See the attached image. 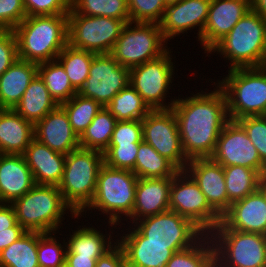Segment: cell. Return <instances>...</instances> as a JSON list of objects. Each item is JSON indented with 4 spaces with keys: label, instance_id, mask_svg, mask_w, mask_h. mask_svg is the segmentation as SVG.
Listing matches in <instances>:
<instances>
[{
    "label": "cell",
    "instance_id": "1",
    "mask_svg": "<svg viewBox=\"0 0 266 267\" xmlns=\"http://www.w3.org/2000/svg\"><path fill=\"white\" fill-rule=\"evenodd\" d=\"M171 109L177 119L186 158L211 157L220 132L229 121L224 91L217 85L209 93L202 90L185 99L176 97Z\"/></svg>",
    "mask_w": 266,
    "mask_h": 267
},
{
    "label": "cell",
    "instance_id": "2",
    "mask_svg": "<svg viewBox=\"0 0 266 267\" xmlns=\"http://www.w3.org/2000/svg\"><path fill=\"white\" fill-rule=\"evenodd\" d=\"M13 31L19 59L53 61L68 44V14L28 16Z\"/></svg>",
    "mask_w": 266,
    "mask_h": 267
},
{
    "label": "cell",
    "instance_id": "3",
    "mask_svg": "<svg viewBox=\"0 0 266 267\" xmlns=\"http://www.w3.org/2000/svg\"><path fill=\"white\" fill-rule=\"evenodd\" d=\"M229 60V69L266 66V20L252 9L210 51Z\"/></svg>",
    "mask_w": 266,
    "mask_h": 267
},
{
    "label": "cell",
    "instance_id": "4",
    "mask_svg": "<svg viewBox=\"0 0 266 267\" xmlns=\"http://www.w3.org/2000/svg\"><path fill=\"white\" fill-rule=\"evenodd\" d=\"M17 223L26 231L50 233L61 228L66 210L72 218L80 216L64 201L58 186L34 185L11 203Z\"/></svg>",
    "mask_w": 266,
    "mask_h": 267
},
{
    "label": "cell",
    "instance_id": "5",
    "mask_svg": "<svg viewBox=\"0 0 266 267\" xmlns=\"http://www.w3.org/2000/svg\"><path fill=\"white\" fill-rule=\"evenodd\" d=\"M217 82L226 95L229 120L266 115V66L230 69Z\"/></svg>",
    "mask_w": 266,
    "mask_h": 267
},
{
    "label": "cell",
    "instance_id": "6",
    "mask_svg": "<svg viewBox=\"0 0 266 267\" xmlns=\"http://www.w3.org/2000/svg\"><path fill=\"white\" fill-rule=\"evenodd\" d=\"M103 164V152L98 150L78 148L66 155L58 187L64 201L80 216L92 201Z\"/></svg>",
    "mask_w": 266,
    "mask_h": 267
},
{
    "label": "cell",
    "instance_id": "7",
    "mask_svg": "<svg viewBox=\"0 0 266 267\" xmlns=\"http://www.w3.org/2000/svg\"><path fill=\"white\" fill-rule=\"evenodd\" d=\"M137 181L138 177L132 171L112 168L104 163L98 173L92 201L85 209H96L109 215V226L117 227L124 215L126 218L132 214Z\"/></svg>",
    "mask_w": 266,
    "mask_h": 267
},
{
    "label": "cell",
    "instance_id": "8",
    "mask_svg": "<svg viewBox=\"0 0 266 267\" xmlns=\"http://www.w3.org/2000/svg\"><path fill=\"white\" fill-rule=\"evenodd\" d=\"M215 267H266V236L228 228L222 221L208 234Z\"/></svg>",
    "mask_w": 266,
    "mask_h": 267
},
{
    "label": "cell",
    "instance_id": "9",
    "mask_svg": "<svg viewBox=\"0 0 266 267\" xmlns=\"http://www.w3.org/2000/svg\"><path fill=\"white\" fill-rule=\"evenodd\" d=\"M164 43L168 42L164 39L159 24L129 22L110 55L121 66L132 68L163 55L168 50Z\"/></svg>",
    "mask_w": 266,
    "mask_h": 267
},
{
    "label": "cell",
    "instance_id": "10",
    "mask_svg": "<svg viewBox=\"0 0 266 267\" xmlns=\"http://www.w3.org/2000/svg\"><path fill=\"white\" fill-rule=\"evenodd\" d=\"M127 23L105 16L68 13V44L95 54H110Z\"/></svg>",
    "mask_w": 266,
    "mask_h": 267
},
{
    "label": "cell",
    "instance_id": "11",
    "mask_svg": "<svg viewBox=\"0 0 266 267\" xmlns=\"http://www.w3.org/2000/svg\"><path fill=\"white\" fill-rule=\"evenodd\" d=\"M171 52L168 48L163 55L130 68L129 85L138 92L151 110L171 109L176 101L175 97L167 102L169 104L165 101L175 74Z\"/></svg>",
    "mask_w": 266,
    "mask_h": 267
},
{
    "label": "cell",
    "instance_id": "12",
    "mask_svg": "<svg viewBox=\"0 0 266 267\" xmlns=\"http://www.w3.org/2000/svg\"><path fill=\"white\" fill-rule=\"evenodd\" d=\"M169 208L190 219L205 234L221 222V217L210 207L200 187L185 170H179L173 176Z\"/></svg>",
    "mask_w": 266,
    "mask_h": 267
},
{
    "label": "cell",
    "instance_id": "13",
    "mask_svg": "<svg viewBox=\"0 0 266 267\" xmlns=\"http://www.w3.org/2000/svg\"><path fill=\"white\" fill-rule=\"evenodd\" d=\"M143 141L151 145L178 170H185L189 160L183 153L177 119L172 109L151 110L142 120Z\"/></svg>",
    "mask_w": 266,
    "mask_h": 267
},
{
    "label": "cell",
    "instance_id": "14",
    "mask_svg": "<svg viewBox=\"0 0 266 267\" xmlns=\"http://www.w3.org/2000/svg\"><path fill=\"white\" fill-rule=\"evenodd\" d=\"M130 68L121 66L110 54H96L79 95L106 107L116 94L129 85Z\"/></svg>",
    "mask_w": 266,
    "mask_h": 267
},
{
    "label": "cell",
    "instance_id": "15",
    "mask_svg": "<svg viewBox=\"0 0 266 267\" xmlns=\"http://www.w3.org/2000/svg\"><path fill=\"white\" fill-rule=\"evenodd\" d=\"M144 243L195 244L205 233L190 219L168 210L136 221Z\"/></svg>",
    "mask_w": 266,
    "mask_h": 267
},
{
    "label": "cell",
    "instance_id": "16",
    "mask_svg": "<svg viewBox=\"0 0 266 267\" xmlns=\"http://www.w3.org/2000/svg\"><path fill=\"white\" fill-rule=\"evenodd\" d=\"M211 158L223 167H248L256 170L262 177L266 176V165L261 161L246 131L237 121L229 120L224 125Z\"/></svg>",
    "mask_w": 266,
    "mask_h": 267
},
{
    "label": "cell",
    "instance_id": "17",
    "mask_svg": "<svg viewBox=\"0 0 266 267\" xmlns=\"http://www.w3.org/2000/svg\"><path fill=\"white\" fill-rule=\"evenodd\" d=\"M129 229V233L120 235V240L116 239L124 252L126 267H166L175 252L194 245L144 243V236L136 227Z\"/></svg>",
    "mask_w": 266,
    "mask_h": 267
},
{
    "label": "cell",
    "instance_id": "18",
    "mask_svg": "<svg viewBox=\"0 0 266 267\" xmlns=\"http://www.w3.org/2000/svg\"><path fill=\"white\" fill-rule=\"evenodd\" d=\"M185 171L194 179L210 207L222 217L230 208L223 166L211 157L189 160Z\"/></svg>",
    "mask_w": 266,
    "mask_h": 267
},
{
    "label": "cell",
    "instance_id": "19",
    "mask_svg": "<svg viewBox=\"0 0 266 267\" xmlns=\"http://www.w3.org/2000/svg\"><path fill=\"white\" fill-rule=\"evenodd\" d=\"M211 0H180L169 3L159 23L164 39L180 36L195 27L198 28V41L208 18Z\"/></svg>",
    "mask_w": 266,
    "mask_h": 267
},
{
    "label": "cell",
    "instance_id": "20",
    "mask_svg": "<svg viewBox=\"0 0 266 267\" xmlns=\"http://www.w3.org/2000/svg\"><path fill=\"white\" fill-rule=\"evenodd\" d=\"M251 9V0H211L207 22L199 40L204 53L208 56L209 51Z\"/></svg>",
    "mask_w": 266,
    "mask_h": 267
},
{
    "label": "cell",
    "instance_id": "21",
    "mask_svg": "<svg viewBox=\"0 0 266 267\" xmlns=\"http://www.w3.org/2000/svg\"><path fill=\"white\" fill-rule=\"evenodd\" d=\"M34 138L51 150L65 155L80 148L79 137L73 131L69 117L61 105L34 124Z\"/></svg>",
    "mask_w": 266,
    "mask_h": 267
},
{
    "label": "cell",
    "instance_id": "22",
    "mask_svg": "<svg viewBox=\"0 0 266 267\" xmlns=\"http://www.w3.org/2000/svg\"><path fill=\"white\" fill-rule=\"evenodd\" d=\"M221 221L230 229L266 236V197L258 188L231 204Z\"/></svg>",
    "mask_w": 266,
    "mask_h": 267
},
{
    "label": "cell",
    "instance_id": "23",
    "mask_svg": "<svg viewBox=\"0 0 266 267\" xmlns=\"http://www.w3.org/2000/svg\"><path fill=\"white\" fill-rule=\"evenodd\" d=\"M173 178H138L129 223L170 210V188ZM132 221V222H131Z\"/></svg>",
    "mask_w": 266,
    "mask_h": 267
},
{
    "label": "cell",
    "instance_id": "24",
    "mask_svg": "<svg viewBox=\"0 0 266 267\" xmlns=\"http://www.w3.org/2000/svg\"><path fill=\"white\" fill-rule=\"evenodd\" d=\"M23 156L36 185L59 186L65 168V154L51 150L34 138Z\"/></svg>",
    "mask_w": 266,
    "mask_h": 267
},
{
    "label": "cell",
    "instance_id": "25",
    "mask_svg": "<svg viewBox=\"0 0 266 267\" xmlns=\"http://www.w3.org/2000/svg\"><path fill=\"white\" fill-rule=\"evenodd\" d=\"M34 185L23 155L0 154V203L11 204Z\"/></svg>",
    "mask_w": 266,
    "mask_h": 267
},
{
    "label": "cell",
    "instance_id": "26",
    "mask_svg": "<svg viewBox=\"0 0 266 267\" xmlns=\"http://www.w3.org/2000/svg\"><path fill=\"white\" fill-rule=\"evenodd\" d=\"M34 139V124L13 109H0V154L23 155Z\"/></svg>",
    "mask_w": 266,
    "mask_h": 267
},
{
    "label": "cell",
    "instance_id": "27",
    "mask_svg": "<svg viewBox=\"0 0 266 267\" xmlns=\"http://www.w3.org/2000/svg\"><path fill=\"white\" fill-rule=\"evenodd\" d=\"M37 74L38 64L17 58L0 76V109H14Z\"/></svg>",
    "mask_w": 266,
    "mask_h": 267
},
{
    "label": "cell",
    "instance_id": "28",
    "mask_svg": "<svg viewBox=\"0 0 266 267\" xmlns=\"http://www.w3.org/2000/svg\"><path fill=\"white\" fill-rule=\"evenodd\" d=\"M57 106L45 83L37 74L13 110L23 119L35 124Z\"/></svg>",
    "mask_w": 266,
    "mask_h": 267
},
{
    "label": "cell",
    "instance_id": "29",
    "mask_svg": "<svg viewBox=\"0 0 266 267\" xmlns=\"http://www.w3.org/2000/svg\"><path fill=\"white\" fill-rule=\"evenodd\" d=\"M72 234L70 233V238L66 242V254H79L80 256L94 257L96 260L117 242L116 240L115 242L111 241L113 239L110 232L109 234H103L93 226L83 227L82 225V228L74 230V232L72 230Z\"/></svg>",
    "mask_w": 266,
    "mask_h": 267
},
{
    "label": "cell",
    "instance_id": "30",
    "mask_svg": "<svg viewBox=\"0 0 266 267\" xmlns=\"http://www.w3.org/2000/svg\"><path fill=\"white\" fill-rule=\"evenodd\" d=\"M179 170L148 143H139L135 168L138 178H173Z\"/></svg>",
    "mask_w": 266,
    "mask_h": 267
},
{
    "label": "cell",
    "instance_id": "31",
    "mask_svg": "<svg viewBox=\"0 0 266 267\" xmlns=\"http://www.w3.org/2000/svg\"><path fill=\"white\" fill-rule=\"evenodd\" d=\"M0 267H39L37 232L27 231L0 252Z\"/></svg>",
    "mask_w": 266,
    "mask_h": 267
},
{
    "label": "cell",
    "instance_id": "32",
    "mask_svg": "<svg viewBox=\"0 0 266 267\" xmlns=\"http://www.w3.org/2000/svg\"><path fill=\"white\" fill-rule=\"evenodd\" d=\"M116 122L110 111L103 107L79 137L80 148L104 152L110 144Z\"/></svg>",
    "mask_w": 266,
    "mask_h": 267
},
{
    "label": "cell",
    "instance_id": "33",
    "mask_svg": "<svg viewBox=\"0 0 266 267\" xmlns=\"http://www.w3.org/2000/svg\"><path fill=\"white\" fill-rule=\"evenodd\" d=\"M229 202L242 200L259 188L262 176L254 169L242 166L223 167Z\"/></svg>",
    "mask_w": 266,
    "mask_h": 267
},
{
    "label": "cell",
    "instance_id": "34",
    "mask_svg": "<svg viewBox=\"0 0 266 267\" xmlns=\"http://www.w3.org/2000/svg\"><path fill=\"white\" fill-rule=\"evenodd\" d=\"M38 75L58 105L67 102L77 94L63 66L57 60L38 64Z\"/></svg>",
    "mask_w": 266,
    "mask_h": 267
},
{
    "label": "cell",
    "instance_id": "35",
    "mask_svg": "<svg viewBox=\"0 0 266 267\" xmlns=\"http://www.w3.org/2000/svg\"><path fill=\"white\" fill-rule=\"evenodd\" d=\"M106 108L117 121L143 120L151 111L131 85L119 91Z\"/></svg>",
    "mask_w": 266,
    "mask_h": 267
},
{
    "label": "cell",
    "instance_id": "36",
    "mask_svg": "<svg viewBox=\"0 0 266 267\" xmlns=\"http://www.w3.org/2000/svg\"><path fill=\"white\" fill-rule=\"evenodd\" d=\"M95 55L93 52L73 48L67 44L56 58L77 92L89 76L90 66Z\"/></svg>",
    "mask_w": 266,
    "mask_h": 267
},
{
    "label": "cell",
    "instance_id": "37",
    "mask_svg": "<svg viewBox=\"0 0 266 267\" xmlns=\"http://www.w3.org/2000/svg\"><path fill=\"white\" fill-rule=\"evenodd\" d=\"M166 267H215V251L210 236L204 234L191 247L175 252Z\"/></svg>",
    "mask_w": 266,
    "mask_h": 267
},
{
    "label": "cell",
    "instance_id": "38",
    "mask_svg": "<svg viewBox=\"0 0 266 267\" xmlns=\"http://www.w3.org/2000/svg\"><path fill=\"white\" fill-rule=\"evenodd\" d=\"M86 16H105L130 22L128 0H71L70 11Z\"/></svg>",
    "mask_w": 266,
    "mask_h": 267
},
{
    "label": "cell",
    "instance_id": "39",
    "mask_svg": "<svg viewBox=\"0 0 266 267\" xmlns=\"http://www.w3.org/2000/svg\"><path fill=\"white\" fill-rule=\"evenodd\" d=\"M66 111L73 131L80 137L103 108L97 101L75 94L61 104Z\"/></svg>",
    "mask_w": 266,
    "mask_h": 267
},
{
    "label": "cell",
    "instance_id": "40",
    "mask_svg": "<svg viewBox=\"0 0 266 267\" xmlns=\"http://www.w3.org/2000/svg\"><path fill=\"white\" fill-rule=\"evenodd\" d=\"M56 232H37V258L39 267H61L65 264L67 243L61 245ZM53 236V237H52Z\"/></svg>",
    "mask_w": 266,
    "mask_h": 267
},
{
    "label": "cell",
    "instance_id": "41",
    "mask_svg": "<svg viewBox=\"0 0 266 267\" xmlns=\"http://www.w3.org/2000/svg\"><path fill=\"white\" fill-rule=\"evenodd\" d=\"M167 5L166 0H128L130 22L159 24Z\"/></svg>",
    "mask_w": 266,
    "mask_h": 267
},
{
    "label": "cell",
    "instance_id": "42",
    "mask_svg": "<svg viewBox=\"0 0 266 267\" xmlns=\"http://www.w3.org/2000/svg\"><path fill=\"white\" fill-rule=\"evenodd\" d=\"M139 144H109L103 152L104 163L109 167L133 171Z\"/></svg>",
    "mask_w": 266,
    "mask_h": 267
},
{
    "label": "cell",
    "instance_id": "43",
    "mask_svg": "<svg viewBox=\"0 0 266 267\" xmlns=\"http://www.w3.org/2000/svg\"><path fill=\"white\" fill-rule=\"evenodd\" d=\"M236 121L244 128L266 165V115L245 116Z\"/></svg>",
    "mask_w": 266,
    "mask_h": 267
},
{
    "label": "cell",
    "instance_id": "44",
    "mask_svg": "<svg viewBox=\"0 0 266 267\" xmlns=\"http://www.w3.org/2000/svg\"><path fill=\"white\" fill-rule=\"evenodd\" d=\"M142 141V120L116 122L110 144H139Z\"/></svg>",
    "mask_w": 266,
    "mask_h": 267
},
{
    "label": "cell",
    "instance_id": "45",
    "mask_svg": "<svg viewBox=\"0 0 266 267\" xmlns=\"http://www.w3.org/2000/svg\"><path fill=\"white\" fill-rule=\"evenodd\" d=\"M26 15H61L70 11V0H23Z\"/></svg>",
    "mask_w": 266,
    "mask_h": 267
},
{
    "label": "cell",
    "instance_id": "46",
    "mask_svg": "<svg viewBox=\"0 0 266 267\" xmlns=\"http://www.w3.org/2000/svg\"><path fill=\"white\" fill-rule=\"evenodd\" d=\"M26 17L23 0H0V30H13Z\"/></svg>",
    "mask_w": 266,
    "mask_h": 267
},
{
    "label": "cell",
    "instance_id": "47",
    "mask_svg": "<svg viewBox=\"0 0 266 267\" xmlns=\"http://www.w3.org/2000/svg\"><path fill=\"white\" fill-rule=\"evenodd\" d=\"M17 39L13 30H0V76L17 60Z\"/></svg>",
    "mask_w": 266,
    "mask_h": 267
},
{
    "label": "cell",
    "instance_id": "48",
    "mask_svg": "<svg viewBox=\"0 0 266 267\" xmlns=\"http://www.w3.org/2000/svg\"><path fill=\"white\" fill-rule=\"evenodd\" d=\"M95 267H126L121 246L116 242L109 251L97 259Z\"/></svg>",
    "mask_w": 266,
    "mask_h": 267
},
{
    "label": "cell",
    "instance_id": "49",
    "mask_svg": "<svg viewBox=\"0 0 266 267\" xmlns=\"http://www.w3.org/2000/svg\"><path fill=\"white\" fill-rule=\"evenodd\" d=\"M17 224L14 209L11 204L0 203V232L10 231Z\"/></svg>",
    "mask_w": 266,
    "mask_h": 267
},
{
    "label": "cell",
    "instance_id": "50",
    "mask_svg": "<svg viewBox=\"0 0 266 267\" xmlns=\"http://www.w3.org/2000/svg\"><path fill=\"white\" fill-rule=\"evenodd\" d=\"M27 231L17 223L10 231L0 232V252L22 237Z\"/></svg>",
    "mask_w": 266,
    "mask_h": 267
},
{
    "label": "cell",
    "instance_id": "51",
    "mask_svg": "<svg viewBox=\"0 0 266 267\" xmlns=\"http://www.w3.org/2000/svg\"><path fill=\"white\" fill-rule=\"evenodd\" d=\"M96 262L94 257H85L79 254H66L65 260L69 267H95Z\"/></svg>",
    "mask_w": 266,
    "mask_h": 267
},
{
    "label": "cell",
    "instance_id": "52",
    "mask_svg": "<svg viewBox=\"0 0 266 267\" xmlns=\"http://www.w3.org/2000/svg\"><path fill=\"white\" fill-rule=\"evenodd\" d=\"M252 10L266 20V0H251Z\"/></svg>",
    "mask_w": 266,
    "mask_h": 267
},
{
    "label": "cell",
    "instance_id": "53",
    "mask_svg": "<svg viewBox=\"0 0 266 267\" xmlns=\"http://www.w3.org/2000/svg\"><path fill=\"white\" fill-rule=\"evenodd\" d=\"M259 189L264 193V195L266 197V176H264L260 179Z\"/></svg>",
    "mask_w": 266,
    "mask_h": 267
},
{
    "label": "cell",
    "instance_id": "54",
    "mask_svg": "<svg viewBox=\"0 0 266 267\" xmlns=\"http://www.w3.org/2000/svg\"><path fill=\"white\" fill-rule=\"evenodd\" d=\"M177 1H180V0H166L167 4L177 2Z\"/></svg>",
    "mask_w": 266,
    "mask_h": 267
},
{
    "label": "cell",
    "instance_id": "55",
    "mask_svg": "<svg viewBox=\"0 0 266 267\" xmlns=\"http://www.w3.org/2000/svg\"><path fill=\"white\" fill-rule=\"evenodd\" d=\"M61 267H69L66 263L64 265H62Z\"/></svg>",
    "mask_w": 266,
    "mask_h": 267
}]
</instances>
